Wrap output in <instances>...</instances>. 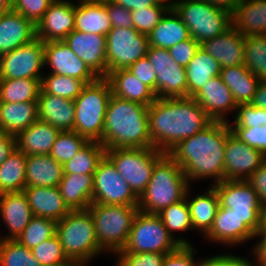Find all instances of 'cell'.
Segmentation results:
<instances>
[{
  "label": "cell",
  "mask_w": 266,
  "mask_h": 266,
  "mask_svg": "<svg viewBox=\"0 0 266 266\" xmlns=\"http://www.w3.org/2000/svg\"><path fill=\"white\" fill-rule=\"evenodd\" d=\"M211 122L193 97L156 98L148 107L152 147L164 153L200 132Z\"/></svg>",
  "instance_id": "obj_1"
},
{
  "label": "cell",
  "mask_w": 266,
  "mask_h": 266,
  "mask_svg": "<svg viewBox=\"0 0 266 266\" xmlns=\"http://www.w3.org/2000/svg\"><path fill=\"white\" fill-rule=\"evenodd\" d=\"M227 122L212 121L193 136L179 142L168 154L191 181L214 179L210 186L224 180ZM214 183V184H213Z\"/></svg>",
  "instance_id": "obj_2"
},
{
  "label": "cell",
  "mask_w": 266,
  "mask_h": 266,
  "mask_svg": "<svg viewBox=\"0 0 266 266\" xmlns=\"http://www.w3.org/2000/svg\"><path fill=\"white\" fill-rule=\"evenodd\" d=\"M148 107L112 94L105 115L101 144L106 149L152 147Z\"/></svg>",
  "instance_id": "obj_3"
},
{
  "label": "cell",
  "mask_w": 266,
  "mask_h": 266,
  "mask_svg": "<svg viewBox=\"0 0 266 266\" xmlns=\"http://www.w3.org/2000/svg\"><path fill=\"white\" fill-rule=\"evenodd\" d=\"M179 164L166 153L156 164L145 191L138 198L141 212L157 214L162 209L182 200L189 187Z\"/></svg>",
  "instance_id": "obj_4"
},
{
  "label": "cell",
  "mask_w": 266,
  "mask_h": 266,
  "mask_svg": "<svg viewBox=\"0 0 266 266\" xmlns=\"http://www.w3.org/2000/svg\"><path fill=\"white\" fill-rule=\"evenodd\" d=\"M56 234L65 255L75 266H86L100 253H105L96 239L94 221L88 209L70 211L57 222Z\"/></svg>",
  "instance_id": "obj_5"
},
{
  "label": "cell",
  "mask_w": 266,
  "mask_h": 266,
  "mask_svg": "<svg viewBox=\"0 0 266 266\" xmlns=\"http://www.w3.org/2000/svg\"><path fill=\"white\" fill-rule=\"evenodd\" d=\"M112 95L109 81L99 77L86 84L80 95L74 100V131L88 141L101 143L105 115Z\"/></svg>",
  "instance_id": "obj_6"
},
{
  "label": "cell",
  "mask_w": 266,
  "mask_h": 266,
  "mask_svg": "<svg viewBox=\"0 0 266 266\" xmlns=\"http://www.w3.org/2000/svg\"><path fill=\"white\" fill-rule=\"evenodd\" d=\"M88 210L94 221L95 235L100 247L108 254L123 250L139 211L138 206L91 203Z\"/></svg>",
  "instance_id": "obj_7"
},
{
  "label": "cell",
  "mask_w": 266,
  "mask_h": 266,
  "mask_svg": "<svg viewBox=\"0 0 266 266\" xmlns=\"http://www.w3.org/2000/svg\"><path fill=\"white\" fill-rule=\"evenodd\" d=\"M171 7L198 43L224 33L232 26L231 12L204 0H173Z\"/></svg>",
  "instance_id": "obj_8"
},
{
  "label": "cell",
  "mask_w": 266,
  "mask_h": 266,
  "mask_svg": "<svg viewBox=\"0 0 266 266\" xmlns=\"http://www.w3.org/2000/svg\"><path fill=\"white\" fill-rule=\"evenodd\" d=\"M181 245H192L183 237L173 238L157 214L138 211L127 243L119 252L171 253Z\"/></svg>",
  "instance_id": "obj_9"
},
{
  "label": "cell",
  "mask_w": 266,
  "mask_h": 266,
  "mask_svg": "<svg viewBox=\"0 0 266 266\" xmlns=\"http://www.w3.org/2000/svg\"><path fill=\"white\" fill-rule=\"evenodd\" d=\"M165 154L153 147L106 149V156L138 198L145 191L155 164Z\"/></svg>",
  "instance_id": "obj_10"
},
{
  "label": "cell",
  "mask_w": 266,
  "mask_h": 266,
  "mask_svg": "<svg viewBox=\"0 0 266 266\" xmlns=\"http://www.w3.org/2000/svg\"><path fill=\"white\" fill-rule=\"evenodd\" d=\"M221 207L231 209L255 234L262 226V206L246 180H223L213 185Z\"/></svg>",
  "instance_id": "obj_11"
},
{
  "label": "cell",
  "mask_w": 266,
  "mask_h": 266,
  "mask_svg": "<svg viewBox=\"0 0 266 266\" xmlns=\"http://www.w3.org/2000/svg\"><path fill=\"white\" fill-rule=\"evenodd\" d=\"M106 41L108 74L128 68L140 58L146 57L150 47L148 36L140 34L134 27H114L106 35Z\"/></svg>",
  "instance_id": "obj_12"
},
{
  "label": "cell",
  "mask_w": 266,
  "mask_h": 266,
  "mask_svg": "<svg viewBox=\"0 0 266 266\" xmlns=\"http://www.w3.org/2000/svg\"><path fill=\"white\" fill-rule=\"evenodd\" d=\"M92 203L138 206V197L106 155L94 173Z\"/></svg>",
  "instance_id": "obj_13"
},
{
  "label": "cell",
  "mask_w": 266,
  "mask_h": 266,
  "mask_svg": "<svg viewBox=\"0 0 266 266\" xmlns=\"http://www.w3.org/2000/svg\"><path fill=\"white\" fill-rule=\"evenodd\" d=\"M146 57L156 73V98L187 97L186 69L175 62L168 49L150 46Z\"/></svg>",
  "instance_id": "obj_14"
},
{
  "label": "cell",
  "mask_w": 266,
  "mask_h": 266,
  "mask_svg": "<svg viewBox=\"0 0 266 266\" xmlns=\"http://www.w3.org/2000/svg\"><path fill=\"white\" fill-rule=\"evenodd\" d=\"M44 42L38 38L0 56V79H42Z\"/></svg>",
  "instance_id": "obj_15"
},
{
  "label": "cell",
  "mask_w": 266,
  "mask_h": 266,
  "mask_svg": "<svg viewBox=\"0 0 266 266\" xmlns=\"http://www.w3.org/2000/svg\"><path fill=\"white\" fill-rule=\"evenodd\" d=\"M265 160L266 157L260 151L241 142L227 123L224 180H247Z\"/></svg>",
  "instance_id": "obj_16"
},
{
  "label": "cell",
  "mask_w": 266,
  "mask_h": 266,
  "mask_svg": "<svg viewBox=\"0 0 266 266\" xmlns=\"http://www.w3.org/2000/svg\"><path fill=\"white\" fill-rule=\"evenodd\" d=\"M44 60V65H50V73L53 74L74 77L85 84L92 83L99 78L63 40L44 42Z\"/></svg>",
  "instance_id": "obj_17"
},
{
  "label": "cell",
  "mask_w": 266,
  "mask_h": 266,
  "mask_svg": "<svg viewBox=\"0 0 266 266\" xmlns=\"http://www.w3.org/2000/svg\"><path fill=\"white\" fill-rule=\"evenodd\" d=\"M75 25V2L54 0L36 24V38L47 41L64 40Z\"/></svg>",
  "instance_id": "obj_18"
},
{
  "label": "cell",
  "mask_w": 266,
  "mask_h": 266,
  "mask_svg": "<svg viewBox=\"0 0 266 266\" xmlns=\"http://www.w3.org/2000/svg\"><path fill=\"white\" fill-rule=\"evenodd\" d=\"M63 41L98 77L108 75L106 36L73 30Z\"/></svg>",
  "instance_id": "obj_19"
},
{
  "label": "cell",
  "mask_w": 266,
  "mask_h": 266,
  "mask_svg": "<svg viewBox=\"0 0 266 266\" xmlns=\"http://www.w3.org/2000/svg\"><path fill=\"white\" fill-rule=\"evenodd\" d=\"M212 121L230 123L227 113L236 111L237 104L221 76L211 78L193 97Z\"/></svg>",
  "instance_id": "obj_20"
},
{
  "label": "cell",
  "mask_w": 266,
  "mask_h": 266,
  "mask_svg": "<svg viewBox=\"0 0 266 266\" xmlns=\"http://www.w3.org/2000/svg\"><path fill=\"white\" fill-rule=\"evenodd\" d=\"M204 237L211 242L232 247L252 240L255 233L231 209L219 206L213 225Z\"/></svg>",
  "instance_id": "obj_21"
},
{
  "label": "cell",
  "mask_w": 266,
  "mask_h": 266,
  "mask_svg": "<svg viewBox=\"0 0 266 266\" xmlns=\"http://www.w3.org/2000/svg\"><path fill=\"white\" fill-rule=\"evenodd\" d=\"M0 216L9 231L0 240H16L34 217L23 191L0 194Z\"/></svg>",
  "instance_id": "obj_22"
},
{
  "label": "cell",
  "mask_w": 266,
  "mask_h": 266,
  "mask_svg": "<svg viewBox=\"0 0 266 266\" xmlns=\"http://www.w3.org/2000/svg\"><path fill=\"white\" fill-rule=\"evenodd\" d=\"M200 47L215 58L222 68L244 64V36L233 26L224 33L203 41Z\"/></svg>",
  "instance_id": "obj_23"
},
{
  "label": "cell",
  "mask_w": 266,
  "mask_h": 266,
  "mask_svg": "<svg viewBox=\"0 0 266 266\" xmlns=\"http://www.w3.org/2000/svg\"><path fill=\"white\" fill-rule=\"evenodd\" d=\"M36 39V25L11 10L0 16V56Z\"/></svg>",
  "instance_id": "obj_24"
},
{
  "label": "cell",
  "mask_w": 266,
  "mask_h": 266,
  "mask_svg": "<svg viewBox=\"0 0 266 266\" xmlns=\"http://www.w3.org/2000/svg\"><path fill=\"white\" fill-rule=\"evenodd\" d=\"M23 192L34 216L58 222L71 211L64 202L58 186L25 187Z\"/></svg>",
  "instance_id": "obj_25"
},
{
  "label": "cell",
  "mask_w": 266,
  "mask_h": 266,
  "mask_svg": "<svg viewBox=\"0 0 266 266\" xmlns=\"http://www.w3.org/2000/svg\"><path fill=\"white\" fill-rule=\"evenodd\" d=\"M37 102L39 120L51 124L60 131H74V100L46 94L41 89Z\"/></svg>",
  "instance_id": "obj_26"
},
{
  "label": "cell",
  "mask_w": 266,
  "mask_h": 266,
  "mask_svg": "<svg viewBox=\"0 0 266 266\" xmlns=\"http://www.w3.org/2000/svg\"><path fill=\"white\" fill-rule=\"evenodd\" d=\"M111 29L105 0H78L75 3L74 30L106 36Z\"/></svg>",
  "instance_id": "obj_27"
},
{
  "label": "cell",
  "mask_w": 266,
  "mask_h": 266,
  "mask_svg": "<svg viewBox=\"0 0 266 266\" xmlns=\"http://www.w3.org/2000/svg\"><path fill=\"white\" fill-rule=\"evenodd\" d=\"M60 130L41 120H36L16 136V148L28 155L50 154Z\"/></svg>",
  "instance_id": "obj_28"
},
{
  "label": "cell",
  "mask_w": 266,
  "mask_h": 266,
  "mask_svg": "<svg viewBox=\"0 0 266 266\" xmlns=\"http://www.w3.org/2000/svg\"><path fill=\"white\" fill-rule=\"evenodd\" d=\"M111 86L112 94L118 98L149 106L155 101V93L127 68L111 71L105 77Z\"/></svg>",
  "instance_id": "obj_29"
},
{
  "label": "cell",
  "mask_w": 266,
  "mask_h": 266,
  "mask_svg": "<svg viewBox=\"0 0 266 266\" xmlns=\"http://www.w3.org/2000/svg\"><path fill=\"white\" fill-rule=\"evenodd\" d=\"M231 20L242 36L266 34V0H242L231 12Z\"/></svg>",
  "instance_id": "obj_30"
},
{
  "label": "cell",
  "mask_w": 266,
  "mask_h": 266,
  "mask_svg": "<svg viewBox=\"0 0 266 266\" xmlns=\"http://www.w3.org/2000/svg\"><path fill=\"white\" fill-rule=\"evenodd\" d=\"M63 175V165L49 154L26 157V187H56Z\"/></svg>",
  "instance_id": "obj_31"
},
{
  "label": "cell",
  "mask_w": 266,
  "mask_h": 266,
  "mask_svg": "<svg viewBox=\"0 0 266 266\" xmlns=\"http://www.w3.org/2000/svg\"><path fill=\"white\" fill-rule=\"evenodd\" d=\"M94 174H64L59 183L61 196L71 211L86 210L92 203Z\"/></svg>",
  "instance_id": "obj_32"
},
{
  "label": "cell",
  "mask_w": 266,
  "mask_h": 266,
  "mask_svg": "<svg viewBox=\"0 0 266 266\" xmlns=\"http://www.w3.org/2000/svg\"><path fill=\"white\" fill-rule=\"evenodd\" d=\"M207 192L189 197L190 186L188 187L185 198L189 207L193 230L200 231L203 237L210 231L214 218L219 208V197L213 186H208Z\"/></svg>",
  "instance_id": "obj_33"
},
{
  "label": "cell",
  "mask_w": 266,
  "mask_h": 266,
  "mask_svg": "<svg viewBox=\"0 0 266 266\" xmlns=\"http://www.w3.org/2000/svg\"><path fill=\"white\" fill-rule=\"evenodd\" d=\"M191 38L188 27L171 7L148 35L149 45L169 49Z\"/></svg>",
  "instance_id": "obj_34"
},
{
  "label": "cell",
  "mask_w": 266,
  "mask_h": 266,
  "mask_svg": "<svg viewBox=\"0 0 266 266\" xmlns=\"http://www.w3.org/2000/svg\"><path fill=\"white\" fill-rule=\"evenodd\" d=\"M38 120V102H0V130L16 136Z\"/></svg>",
  "instance_id": "obj_35"
},
{
  "label": "cell",
  "mask_w": 266,
  "mask_h": 266,
  "mask_svg": "<svg viewBox=\"0 0 266 266\" xmlns=\"http://www.w3.org/2000/svg\"><path fill=\"white\" fill-rule=\"evenodd\" d=\"M185 69L187 97H194L211 78L220 75L222 67L215 58L199 47Z\"/></svg>",
  "instance_id": "obj_36"
},
{
  "label": "cell",
  "mask_w": 266,
  "mask_h": 266,
  "mask_svg": "<svg viewBox=\"0 0 266 266\" xmlns=\"http://www.w3.org/2000/svg\"><path fill=\"white\" fill-rule=\"evenodd\" d=\"M220 76L231 90L237 105L251 103L260 80L244 64L222 68Z\"/></svg>",
  "instance_id": "obj_37"
},
{
  "label": "cell",
  "mask_w": 266,
  "mask_h": 266,
  "mask_svg": "<svg viewBox=\"0 0 266 266\" xmlns=\"http://www.w3.org/2000/svg\"><path fill=\"white\" fill-rule=\"evenodd\" d=\"M26 155L15 148L0 166V194L22 192L26 187Z\"/></svg>",
  "instance_id": "obj_38"
},
{
  "label": "cell",
  "mask_w": 266,
  "mask_h": 266,
  "mask_svg": "<svg viewBox=\"0 0 266 266\" xmlns=\"http://www.w3.org/2000/svg\"><path fill=\"white\" fill-rule=\"evenodd\" d=\"M42 79H0V102L38 101Z\"/></svg>",
  "instance_id": "obj_39"
},
{
  "label": "cell",
  "mask_w": 266,
  "mask_h": 266,
  "mask_svg": "<svg viewBox=\"0 0 266 266\" xmlns=\"http://www.w3.org/2000/svg\"><path fill=\"white\" fill-rule=\"evenodd\" d=\"M106 148L97 141H88L75 156L63 165L64 174H94Z\"/></svg>",
  "instance_id": "obj_40"
},
{
  "label": "cell",
  "mask_w": 266,
  "mask_h": 266,
  "mask_svg": "<svg viewBox=\"0 0 266 266\" xmlns=\"http://www.w3.org/2000/svg\"><path fill=\"white\" fill-rule=\"evenodd\" d=\"M244 65L260 81H266V34L244 36Z\"/></svg>",
  "instance_id": "obj_41"
},
{
  "label": "cell",
  "mask_w": 266,
  "mask_h": 266,
  "mask_svg": "<svg viewBox=\"0 0 266 266\" xmlns=\"http://www.w3.org/2000/svg\"><path fill=\"white\" fill-rule=\"evenodd\" d=\"M86 84L77 78L49 73L43 75L41 89L46 94H52L68 100H75Z\"/></svg>",
  "instance_id": "obj_42"
},
{
  "label": "cell",
  "mask_w": 266,
  "mask_h": 266,
  "mask_svg": "<svg viewBox=\"0 0 266 266\" xmlns=\"http://www.w3.org/2000/svg\"><path fill=\"white\" fill-rule=\"evenodd\" d=\"M157 215L160 217L168 233L175 238V232L193 230L189 207L184 197L182 200L162 209Z\"/></svg>",
  "instance_id": "obj_43"
},
{
  "label": "cell",
  "mask_w": 266,
  "mask_h": 266,
  "mask_svg": "<svg viewBox=\"0 0 266 266\" xmlns=\"http://www.w3.org/2000/svg\"><path fill=\"white\" fill-rule=\"evenodd\" d=\"M56 224L55 220L34 216L16 240L32 249L56 234Z\"/></svg>",
  "instance_id": "obj_44"
},
{
  "label": "cell",
  "mask_w": 266,
  "mask_h": 266,
  "mask_svg": "<svg viewBox=\"0 0 266 266\" xmlns=\"http://www.w3.org/2000/svg\"><path fill=\"white\" fill-rule=\"evenodd\" d=\"M0 266H42L28 249L17 240H0Z\"/></svg>",
  "instance_id": "obj_45"
},
{
  "label": "cell",
  "mask_w": 266,
  "mask_h": 266,
  "mask_svg": "<svg viewBox=\"0 0 266 266\" xmlns=\"http://www.w3.org/2000/svg\"><path fill=\"white\" fill-rule=\"evenodd\" d=\"M88 142V140L80 136L75 131H60L56 141L52 146L50 156L57 162L64 165Z\"/></svg>",
  "instance_id": "obj_46"
},
{
  "label": "cell",
  "mask_w": 266,
  "mask_h": 266,
  "mask_svg": "<svg viewBox=\"0 0 266 266\" xmlns=\"http://www.w3.org/2000/svg\"><path fill=\"white\" fill-rule=\"evenodd\" d=\"M31 250L42 266H75L65 255L57 234Z\"/></svg>",
  "instance_id": "obj_47"
},
{
  "label": "cell",
  "mask_w": 266,
  "mask_h": 266,
  "mask_svg": "<svg viewBox=\"0 0 266 266\" xmlns=\"http://www.w3.org/2000/svg\"><path fill=\"white\" fill-rule=\"evenodd\" d=\"M170 8L171 3L160 0L155 6L132 10L133 27L148 36Z\"/></svg>",
  "instance_id": "obj_48"
},
{
  "label": "cell",
  "mask_w": 266,
  "mask_h": 266,
  "mask_svg": "<svg viewBox=\"0 0 266 266\" xmlns=\"http://www.w3.org/2000/svg\"><path fill=\"white\" fill-rule=\"evenodd\" d=\"M236 115L230 128H250L266 125V110L251 103L237 105Z\"/></svg>",
  "instance_id": "obj_49"
},
{
  "label": "cell",
  "mask_w": 266,
  "mask_h": 266,
  "mask_svg": "<svg viewBox=\"0 0 266 266\" xmlns=\"http://www.w3.org/2000/svg\"><path fill=\"white\" fill-rule=\"evenodd\" d=\"M54 0H12V10L22 14L35 25L43 18Z\"/></svg>",
  "instance_id": "obj_50"
},
{
  "label": "cell",
  "mask_w": 266,
  "mask_h": 266,
  "mask_svg": "<svg viewBox=\"0 0 266 266\" xmlns=\"http://www.w3.org/2000/svg\"><path fill=\"white\" fill-rule=\"evenodd\" d=\"M115 266H162L165 253H130L117 252Z\"/></svg>",
  "instance_id": "obj_51"
},
{
  "label": "cell",
  "mask_w": 266,
  "mask_h": 266,
  "mask_svg": "<svg viewBox=\"0 0 266 266\" xmlns=\"http://www.w3.org/2000/svg\"><path fill=\"white\" fill-rule=\"evenodd\" d=\"M231 132L250 147L260 151L266 157V125L250 128H230Z\"/></svg>",
  "instance_id": "obj_52"
},
{
  "label": "cell",
  "mask_w": 266,
  "mask_h": 266,
  "mask_svg": "<svg viewBox=\"0 0 266 266\" xmlns=\"http://www.w3.org/2000/svg\"><path fill=\"white\" fill-rule=\"evenodd\" d=\"M195 250L193 245H181L177 250L165 255L162 266H201L203 259L195 260Z\"/></svg>",
  "instance_id": "obj_53"
},
{
  "label": "cell",
  "mask_w": 266,
  "mask_h": 266,
  "mask_svg": "<svg viewBox=\"0 0 266 266\" xmlns=\"http://www.w3.org/2000/svg\"><path fill=\"white\" fill-rule=\"evenodd\" d=\"M137 79H140L156 95V73L147 57L140 58L127 68Z\"/></svg>",
  "instance_id": "obj_54"
},
{
  "label": "cell",
  "mask_w": 266,
  "mask_h": 266,
  "mask_svg": "<svg viewBox=\"0 0 266 266\" xmlns=\"http://www.w3.org/2000/svg\"><path fill=\"white\" fill-rule=\"evenodd\" d=\"M199 47L200 43L191 37L169 48L168 51L177 64L186 67L196 54Z\"/></svg>",
  "instance_id": "obj_55"
},
{
  "label": "cell",
  "mask_w": 266,
  "mask_h": 266,
  "mask_svg": "<svg viewBox=\"0 0 266 266\" xmlns=\"http://www.w3.org/2000/svg\"><path fill=\"white\" fill-rule=\"evenodd\" d=\"M105 5L111 19L112 28L133 27L131 11L111 0H105Z\"/></svg>",
  "instance_id": "obj_56"
},
{
  "label": "cell",
  "mask_w": 266,
  "mask_h": 266,
  "mask_svg": "<svg viewBox=\"0 0 266 266\" xmlns=\"http://www.w3.org/2000/svg\"><path fill=\"white\" fill-rule=\"evenodd\" d=\"M256 191L259 202L266 206V160L246 180Z\"/></svg>",
  "instance_id": "obj_57"
},
{
  "label": "cell",
  "mask_w": 266,
  "mask_h": 266,
  "mask_svg": "<svg viewBox=\"0 0 266 266\" xmlns=\"http://www.w3.org/2000/svg\"><path fill=\"white\" fill-rule=\"evenodd\" d=\"M201 266H254V262L234 254H222L203 258Z\"/></svg>",
  "instance_id": "obj_58"
},
{
  "label": "cell",
  "mask_w": 266,
  "mask_h": 266,
  "mask_svg": "<svg viewBox=\"0 0 266 266\" xmlns=\"http://www.w3.org/2000/svg\"><path fill=\"white\" fill-rule=\"evenodd\" d=\"M259 239L256 245L253 246L252 255L255 261L254 266H266V231L260 229L254 238Z\"/></svg>",
  "instance_id": "obj_59"
},
{
  "label": "cell",
  "mask_w": 266,
  "mask_h": 266,
  "mask_svg": "<svg viewBox=\"0 0 266 266\" xmlns=\"http://www.w3.org/2000/svg\"><path fill=\"white\" fill-rule=\"evenodd\" d=\"M16 148L15 136L0 130V166Z\"/></svg>",
  "instance_id": "obj_60"
},
{
  "label": "cell",
  "mask_w": 266,
  "mask_h": 266,
  "mask_svg": "<svg viewBox=\"0 0 266 266\" xmlns=\"http://www.w3.org/2000/svg\"><path fill=\"white\" fill-rule=\"evenodd\" d=\"M114 3L123 6L132 11L155 6L160 0H111Z\"/></svg>",
  "instance_id": "obj_61"
},
{
  "label": "cell",
  "mask_w": 266,
  "mask_h": 266,
  "mask_svg": "<svg viewBox=\"0 0 266 266\" xmlns=\"http://www.w3.org/2000/svg\"><path fill=\"white\" fill-rule=\"evenodd\" d=\"M251 104L266 110V81H260Z\"/></svg>",
  "instance_id": "obj_62"
},
{
  "label": "cell",
  "mask_w": 266,
  "mask_h": 266,
  "mask_svg": "<svg viewBox=\"0 0 266 266\" xmlns=\"http://www.w3.org/2000/svg\"><path fill=\"white\" fill-rule=\"evenodd\" d=\"M209 2L212 5L227 9L232 12L241 2L242 0H204Z\"/></svg>",
  "instance_id": "obj_63"
},
{
  "label": "cell",
  "mask_w": 266,
  "mask_h": 266,
  "mask_svg": "<svg viewBox=\"0 0 266 266\" xmlns=\"http://www.w3.org/2000/svg\"><path fill=\"white\" fill-rule=\"evenodd\" d=\"M12 10V0H0V16Z\"/></svg>",
  "instance_id": "obj_64"
},
{
  "label": "cell",
  "mask_w": 266,
  "mask_h": 266,
  "mask_svg": "<svg viewBox=\"0 0 266 266\" xmlns=\"http://www.w3.org/2000/svg\"><path fill=\"white\" fill-rule=\"evenodd\" d=\"M261 229L263 231H266V206L263 207V210H262V226H261Z\"/></svg>",
  "instance_id": "obj_65"
},
{
  "label": "cell",
  "mask_w": 266,
  "mask_h": 266,
  "mask_svg": "<svg viewBox=\"0 0 266 266\" xmlns=\"http://www.w3.org/2000/svg\"><path fill=\"white\" fill-rule=\"evenodd\" d=\"M161 1H164V2H169V3H171V4H172V1H173V0H161Z\"/></svg>",
  "instance_id": "obj_66"
}]
</instances>
